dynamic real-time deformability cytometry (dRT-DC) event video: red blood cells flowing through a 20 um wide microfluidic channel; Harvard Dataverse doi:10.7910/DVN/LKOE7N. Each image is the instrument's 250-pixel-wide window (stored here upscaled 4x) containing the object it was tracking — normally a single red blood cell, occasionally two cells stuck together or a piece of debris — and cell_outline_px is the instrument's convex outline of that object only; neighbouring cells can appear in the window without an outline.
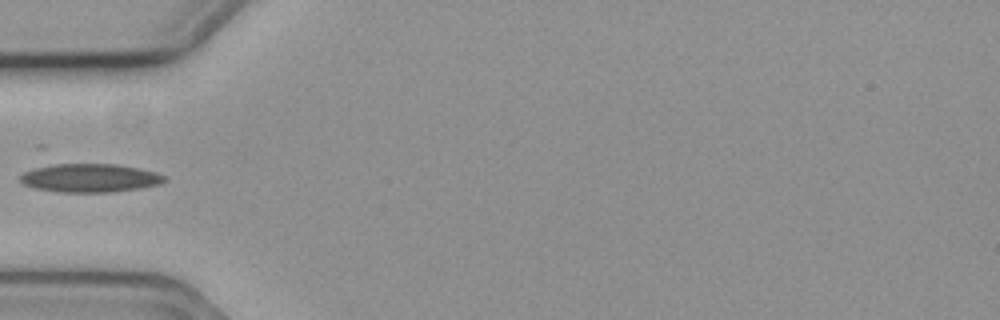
{"species": "common noctule bat (a hibernating species)", "species_latin": "Nyctalus noctula", "temperature_condition": "cold", "stored_images_in_passage": 5, "camera_frame_rate_fps": 3000, "um_per_image_px": 0.085, "animal": {"sex": "female", "body_mass_g": 19.3, "forearm_length_mm": 54.1}, "frame": {"image": 1, "passage_image": 5, "time_ms": 1.333, "image_size_px": [1000, 320], "cell_outline_px": [[168, 180], [160, 184], [140, 188], [112, 192], [56, 192], [36, 188], [24, 184], [20, 180], [20, 176], [24, 172], [44, 164], [116, 164], [156, 172], [164, 176]], "centroid_in_image_um": [7.63, 15.12], "position_along_channel_um": 77.4, "area_um2": 23.99}}